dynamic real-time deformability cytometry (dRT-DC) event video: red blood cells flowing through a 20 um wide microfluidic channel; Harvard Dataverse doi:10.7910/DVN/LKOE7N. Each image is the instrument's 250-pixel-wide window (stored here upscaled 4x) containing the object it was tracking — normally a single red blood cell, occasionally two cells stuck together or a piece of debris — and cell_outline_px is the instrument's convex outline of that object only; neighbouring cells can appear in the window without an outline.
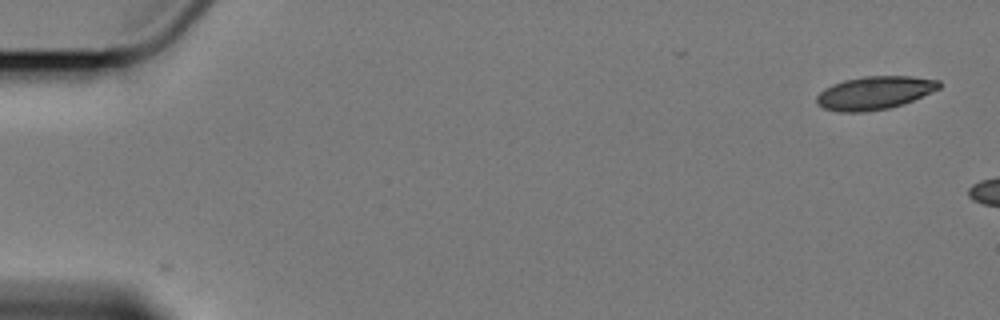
{"species": "Egyptian fruit bat (a non-hibernating species)", "species_latin": "Rousettus aegyptiacus", "temperature_condition": "cold", "stored_images_in_passage": 2, "camera_frame_rate_fps": 3000, "um_per_image_px": 0.085, "animal": {"sex": "female"}, "frame": {"image": 1, "passage_image": 2, "time_ms": 2.333, "image_size_px": [1000, 320], "cell_outline_px": [[940, 88], [904, 104], [888, 108], [864, 112], [840, 112], [824, 108], [816, 104], [816, 96], [824, 88], [832, 84], [844, 80], [864, 76], [908, 76], [940, 80]], "centroid_in_image_um": [74.31, 7.89], "position_along_channel_um": 10.7, "area_um2": 23.7}}